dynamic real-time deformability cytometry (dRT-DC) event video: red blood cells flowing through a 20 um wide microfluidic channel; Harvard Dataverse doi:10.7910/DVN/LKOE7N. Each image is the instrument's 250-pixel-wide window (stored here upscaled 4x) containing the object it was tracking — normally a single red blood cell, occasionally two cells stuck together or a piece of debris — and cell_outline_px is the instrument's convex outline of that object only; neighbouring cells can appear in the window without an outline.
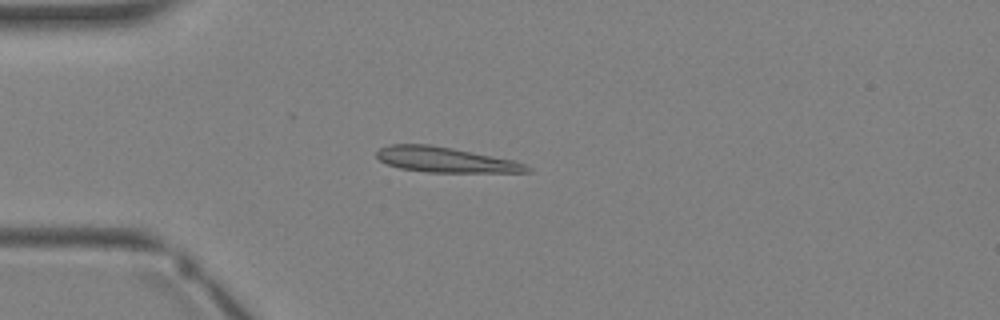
{"species": "Egyptian fruit bat (a non-hibernating species)", "species_latin": "Rousettus aegyptiacus", "temperature_condition": "warm", "stored_images_in_passage": 3, "camera_frame_rate_fps": 3000, "um_per_image_px": 0.085, "animal": {"sex": "female"}, "frame": {"image": 1, "passage_image": 3, "time_ms": 2.333, "image_size_px": [1000, 320], "cell_outline_px": [[532, 172], [428, 172], [400, 168], [388, 164], [380, 160], [376, 156], [376, 152], [380, 148], [388, 144], [432, 144], [512, 160], [524, 164], [532, 168]], "centroid_in_image_um": [37.83, 13.57], "position_along_channel_um": 47.2, "area_um2": 21.91}}